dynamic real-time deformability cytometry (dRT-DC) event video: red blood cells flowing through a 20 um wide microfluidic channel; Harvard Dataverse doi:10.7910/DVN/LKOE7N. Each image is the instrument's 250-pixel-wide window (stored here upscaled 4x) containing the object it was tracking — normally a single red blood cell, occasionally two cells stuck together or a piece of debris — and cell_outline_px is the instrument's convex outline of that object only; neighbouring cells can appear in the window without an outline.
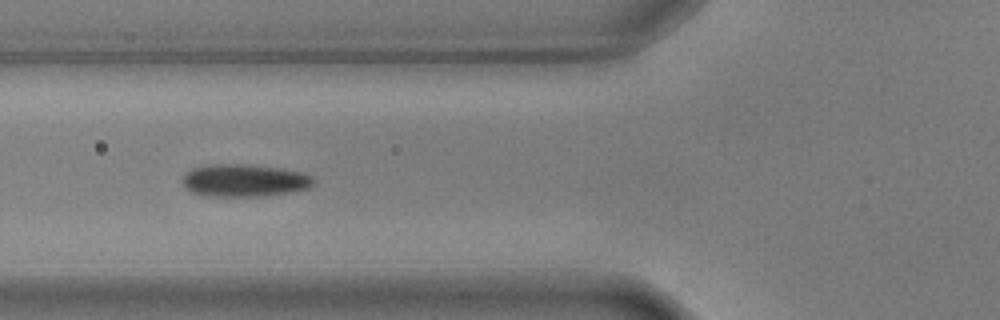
{"species": "common noctule bat (a hibernating species)", "species_latin": "Nyctalus noctula", "temperature_condition": "warm", "stored_images_in_passage": 22, "camera_frame_rate_fps": 3000, "um_per_image_px": 0.085, "animal": {"sex": "male", "body_mass_g": 17.9, "forearm_length_mm": 54.2}, "frame": {"image": 1, "passage_image": 7, "time_ms": 2.0, "image_size_px": [1000, 320], "cell_outline_px": [[316, 180], [308, 188], [288, 192], [264, 196], [208, 196], [192, 192], [184, 188], [180, 180], [184, 172], [192, 168], [208, 164], [252, 164], [280, 168], [300, 172], [312, 176]], "centroid_in_image_um": [20.7, 15.32], "position_along_channel_um": 105.1, "area_um2": 25.14}}
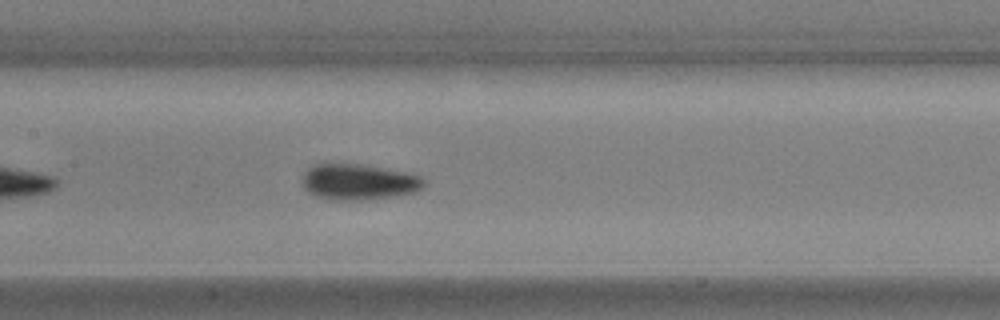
{"frame": {"image": 2, "passage_image": 13, "time_ms": 4.0, "image_size_px": [1000, 320], "cell_outline_px": [[424, 184], [416, 192], [396, 196], [360, 200], [328, 200], [316, 196], [308, 192], [304, 188], [300, 180], [304, 172], [312, 164], [328, 160], [360, 164], [404, 172], [420, 176], [424, 180]], "centroid_in_image_um": [30.36, 15.43], "position_along_channel_um": 177.0, "area_um2": 26.18}}
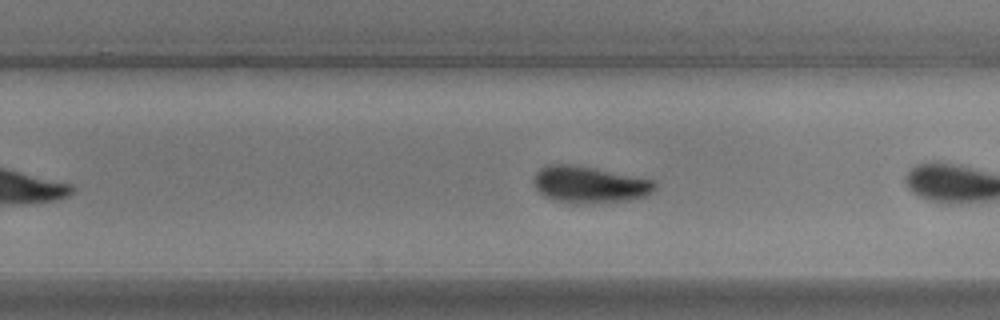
{"frame": {"image": 3, "passage_image": 19, "time_ms": 6.0, "image_size_px": [1000, 320], "cell_outline_px": [[656, 188], [648, 196], [632, 200], [552, 200], [544, 196], [532, 184], [532, 180], [536, 172], [540, 168], [548, 164], [572, 164], [596, 168], [652, 180], [656, 184]], "centroid_in_image_um": [50.08, 15.63], "position_along_channel_um": 279.7, "area_um2": 25.03}}